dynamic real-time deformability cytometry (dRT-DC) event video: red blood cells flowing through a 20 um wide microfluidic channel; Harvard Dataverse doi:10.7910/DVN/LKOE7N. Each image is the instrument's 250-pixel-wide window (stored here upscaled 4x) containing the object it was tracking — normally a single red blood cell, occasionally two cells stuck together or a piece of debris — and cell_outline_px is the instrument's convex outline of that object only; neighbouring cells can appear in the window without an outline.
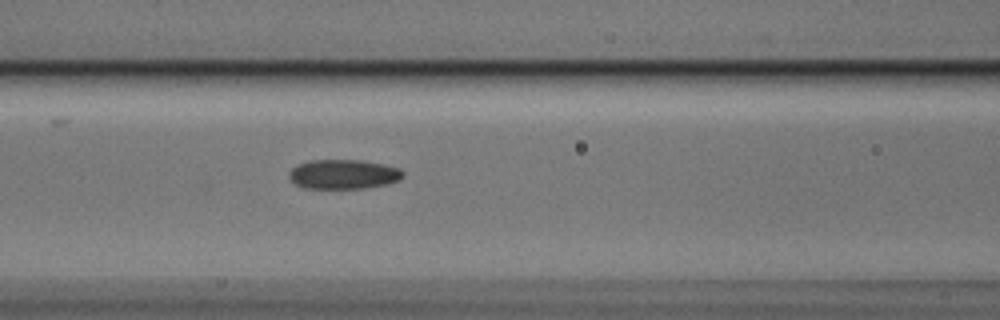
{"species": "Egyptian fruit bat (a non-hibernating species)", "species_latin": "Rousettus aegyptiacus", "temperature_condition": "cold", "stored_images_in_passage": 5, "camera_frame_rate_fps": 3000, "um_per_image_px": 0.085, "animal": {"sex": "male"}, "frame": {"image": 1, "passage_image": 5, "time_ms": 1.333, "image_size_px": [1000, 320], "cell_outline_px": [[404, 176], [400, 180], [388, 184], [368, 188], [304, 188], [296, 184], [288, 176], [288, 172], [296, 164], [308, 160], [360, 160], [384, 164], [400, 168], [404, 172]], "centroid_in_image_um": [29.21, 14.8], "position_along_channel_um": 137.4, "area_um2": 19.83}}